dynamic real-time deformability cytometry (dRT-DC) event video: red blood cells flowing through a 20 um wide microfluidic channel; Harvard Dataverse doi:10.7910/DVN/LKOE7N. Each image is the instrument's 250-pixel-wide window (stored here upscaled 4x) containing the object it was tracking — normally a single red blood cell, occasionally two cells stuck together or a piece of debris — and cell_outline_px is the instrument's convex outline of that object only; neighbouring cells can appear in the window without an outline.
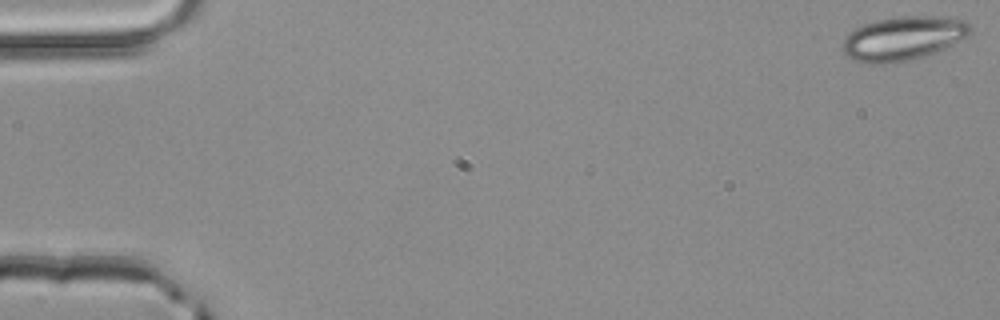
{"species": "common noctule bat (a hibernating species)", "species_latin": "Nyctalus noctula", "temperature_condition": "room temperature", "stored_images_in_passage": 23, "camera_frame_rate_fps": 3000, "um_per_image_px": 0.085, "animal": {"sex": "male", "body_mass_g": 20.4}, "frame": {"image": 1, "passage_image": 1, "time_ms": 0.0, "image_size_px": [1000, 320], "cell_outline_px": [[972, 32], [968, 36], [944, 48], [924, 56], [908, 60], [884, 64], [872, 64], [856, 60], [844, 56], [840, 48], [844, 40], [856, 28], [864, 24], [876, 20], [900, 16], [936, 16], [964, 20], [972, 28]], "centroid_in_image_um": [76.75, 3.26], "position_along_channel_um": 8.2, "area_um2": 32.54}}
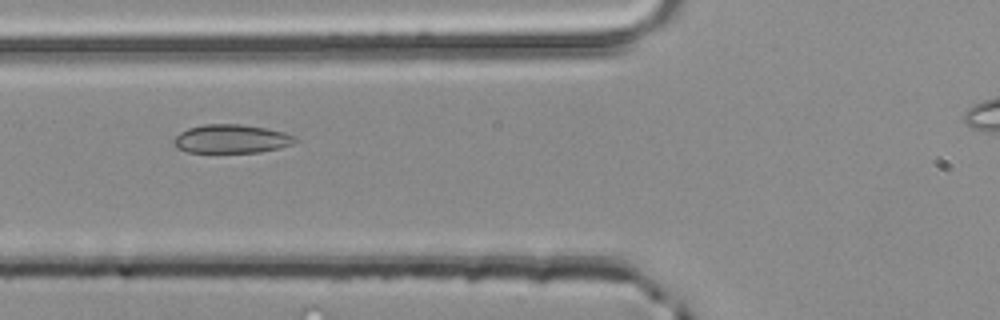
{"frame": {"image": 2, "passage_image": 20, "time_ms": 6.333, "image_size_px": [1000, 320], "cell_outline_px": [[296, 140], [292, 144], [280, 148], [260, 152], [188, 152], [176, 148], [172, 144], [172, 140], [180, 132], [188, 128], [204, 124], [240, 124], [268, 128], [284, 132], [296, 136]], "centroid_in_image_um": [19.65, 11.8], "position_along_channel_um": 106.1, "area_um2": 20.4}}
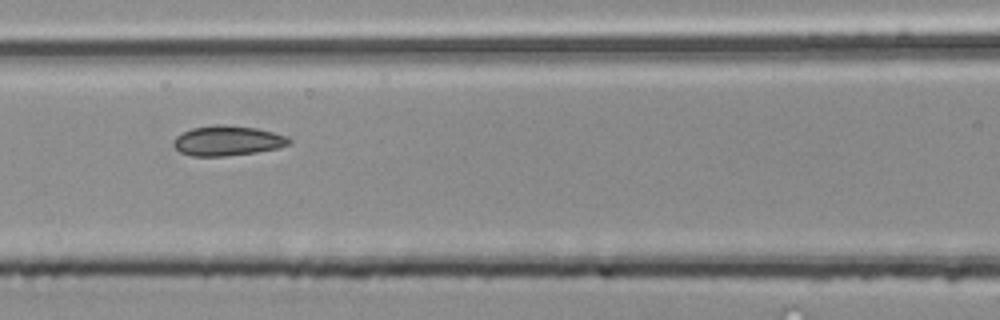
{"frame": {"image": 3, "passage_image": 23, "time_ms": 7.333, "image_size_px": [1000, 320], "cell_outline_px": [[292, 144], [280, 148], [256, 152], [224, 156], [192, 156], [180, 152], [172, 144], [172, 140], [176, 136], [192, 128], [216, 124], [224, 124], [256, 128], [288, 136], [292, 140]], "centroid_in_image_um": [19.36, 11.96], "position_along_channel_um": 147.2, "area_um2": 20.35}}